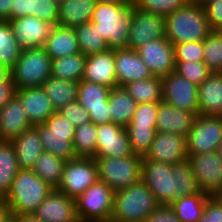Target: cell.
<instances>
[{
  "mask_svg": "<svg viewBox=\"0 0 222 222\" xmlns=\"http://www.w3.org/2000/svg\"><path fill=\"white\" fill-rule=\"evenodd\" d=\"M141 180L160 205L201 192L187 159L171 165L143 158Z\"/></svg>",
  "mask_w": 222,
  "mask_h": 222,
  "instance_id": "cell-1",
  "label": "cell"
},
{
  "mask_svg": "<svg viewBox=\"0 0 222 222\" xmlns=\"http://www.w3.org/2000/svg\"><path fill=\"white\" fill-rule=\"evenodd\" d=\"M133 6V1L129 4L96 3L91 22L110 49L127 48Z\"/></svg>",
  "mask_w": 222,
  "mask_h": 222,
  "instance_id": "cell-2",
  "label": "cell"
},
{
  "mask_svg": "<svg viewBox=\"0 0 222 222\" xmlns=\"http://www.w3.org/2000/svg\"><path fill=\"white\" fill-rule=\"evenodd\" d=\"M166 38L173 44L203 41L212 31L204 7L190 0L165 17Z\"/></svg>",
  "mask_w": 222,
  "mask_h": 222,
  "instance_id": "cell-3",
  "label": "cell"
},
{
  "mask_svg": "<svg viewBox=\"0 0 222 222\" xmlns=\"http://www.w3.org/2000/svg\"><path fill=\"white\" fill-rule=\"evenodd\" d=\"M52 189L32 170L20 169L3 201L11 215L33 214Z\"/></svg>",
  "mask_w": 222,
  "mask_h": 222,
  "instance_id": "cell-4",
  "label": "cell"
},
{
  "mask_svg": "<svg viewBox=\"0 0 222 222\" xmlns=\"http://www.w3.org/2000/svg\"><path fill=\"white\" fill-rule=\"evenodd\" d=\"M159 205L153 193L140 180L125 189L115 191L110 222H144Z\"/></svg>",
  "mask_w": 222,
  "mask_h": 222,
  "instance_id": "cell-5",
  "label": "cell"
},
{
  "mask_svg": "<svg viewBox=\"0 0 222 222\" xmlns=\"http://www.w3.org/2000/svg\"><path fill=\"white\" fill-rule=\"evenodd\" d=\"M143 158L130 155L123 158L95 157L98 178L114 192L141 180Z\"/></svg>",
  "mask_w": 222,
  "mask_h": 222,
  "instance_id": "cell-6",
  "label": "cell"
},
{
  "mask_svg": "<svg viewBox=\"0 0 222 222\" xmlns=\"http://www.w3.org/2000/svg\"><path fill=\"white\" fill-rule=\"evenodd\" d=\"M52 59L43 47L21 50L20 57L11 69L16 90L25 87H42L51 76Z\"/></svg>",
  "mask_w": 222,
  "mask_h": 222,
  "instance_id": "cell-7",
  "label": "cell"
},
{
  "mask_svg": "<svg viewBox=\"0 0 222 222\" xmlns=\"http://www.w3.org/2000/svg\"><path fill=\"white\" fill-rule=\"evenodd\" d=\"M40 135L43 150L65 161L77 158L73 148L75 126L55 112L45 123L34 126Z\"/></svg>",
  "mask_w": 222,
  "mask_h": 222,
  "instance_id": "cell-8",
  "label": "cell"
},
{
  "mask_svg": "<svg viewBox=\"0 0 222 222\" xmlns=\"http://www.w3.org/2000/svg\"><path fill=\"white\" fill-rule=\"evenodd\" d=\"M114 191L98 180L76 200V213L80 222H110Z\"/></svg>",
  "mask_w": 222,
  "mask_h": 222,
  "instance_id": "cell-9",
  "label": "cell"
},
{
  "mask_svg": "<svg viewBox=\"0 0 222 222\" xmlns=\"http://www.w3.org/2000/svg\"><path fill=\"white\" fill-rule=\"evenodd\" d=\"M99 180L95 158L77 157L65 162L59 191L77 199L86 189Z\"/></svg>",
  "mask_w": 222,
  "mask_h": 222,
  "instance_id": "cell-10",
  "label": "cell"
},
{
  "mask_svg": "<svg viewBox=\"0 0 222 222\" xmlns=\"http://www.w3.org/2000/svg\"><path fill=\"white\" fill-rule=\"evenodd\" d=\"M186 139L188 155L216 151L222 141V116L198 114Z\"/></svg>",
  "mask_w": 222,
  "mask_h": 222,
  "instance_id": "cell-11",
  "label": "cell"
},
{
  "mask_svg": "<svg viewBox=\"0 0 222 222\" xmlns=\"http://www.w3.org/2000/svg\"><path fill=\"white\" fill-rule=\"evenodd\" d=\"M162 100L196 116L199 114L198 86L175 71L162 77Z\"/></svg>",
  "mask_w": 222,
  "mask_h": 222,
  "instance_id": "cell-12",
  "label": "cell"
},
{
  "mask_svg": "<svg viewBox=\"0 0 222 222\" xmlns=\"http://www.w3.org/2000/svg\"><path fill=\"white\" fill-rule=\"evenodd\" d=\"M187 160L201 191L218 195L222 191V159L218 153L188 155Z\"/></svg>",
  "mask_w": 222,
  "mask_h": 222,
  "instance_id": "cell-13",
  "label": "cell"
},
{
  "mask_svg": "<svg viewBox=\"0 0 222 222\" xmlns=\"http://www.w3.org/2000/svg\"><path fill=\"white\" fill-rule=\"evenodd\" d=\"M110 90L109 87L93 82H78L77 100L88 111L95 125L111 123L108 103Z\"/></svg>",
  "mask_w": 222,
  "mask_h": 222,
  "instance_id": "cell-14",
  "label": "cell"
},
{
  "mask_svg": "<svg viewBox=\"0 0 222 222\" xmlns=\"http://www.w3.org/2000/svg\"><path fill=\"white\" fill-rule=\"evenodd\" d=\"M135 50L153 76L164 77L175 71L174 46L166 37L150 40Z\"/></svg>",
  "mask_w": 222,
  "mask_h": 222,
  "instance_id": "cell-15",
  "label": "cell"
},
{
  "mask_svg": "<svg viewBox=\"0 0 222 222\" xmlns=\"http://www.w3.org/2000/svg\"><path fill=\"white\" fill-rule=\"evenodd\" d=\"M166 37L165 17L133 6L127 48L136 49L154 39Z\"/></svg>",
  "mask_w": 222,
  "mask_h": 222,
  "instance_id": "cell-16",
  "label": "cell"
},
{
  "mask_svg": "<svg viewBox=\"0 0 222 222\" xmlns=\"http://www.w3.org/2000/svg\"><path fill=\"white\" fill-rule=\"evenodd\" d=\"M95 157L123 158L133 155L126 128L116 123L97 125Z\"/></svg>",
  "mask_w": 222,
  "mask_h": 222,
  "instance_id": "cell-17",
  "label": "cell"
},
{
  "mask_svg": "<svg viewBox=\"0 0 222 222\" xmlns=\"http://www.w3.org/2000/svg\"><path fill=\"white\" fill-rule=\"evenodd\" d=\"M8 22L21 50L44 47L53 27L32 15L10 19Z\"/></svg>",
  "mask_w": 222,
  "mask_h": 222,
  "instance_id": "cell-18",
  "label": "cell"
},
{
  "mask_svg": "<svg viewBox=\"0 0 222 222\" xmlns=\"http://www.w3.org/2000/svg\"><path fill=\"white\" fill-rule=\"evenodd\" d=\"M187 139L171 133L156 132L149 152L144 159L174 165L186 160Z\"/></svg>",
  "mask_w": 222,
  "mask_h": 222,
  "instance_id": "cell-19",
  "label": "cell"
},
{
  "mask_svg": "<svg viewBox=\"0 0 222 222\" xmlns=\"http://www.w3.org/2000/svg\"><path fill=\"white\" fill-rule=\"evenodd\" d=\"M34 214L42 222H80L76 213V200L58 189H52Z\"/></svg>",
  "mask_w": 222,
  "mask_h": 222,
  "instance_id": "cell-20",
  "label": "cell"
},
{
  "mask_svg": "<svg viewBox=\"0 0 222 222\" xmlns=\"http://www.w3.org/2000/svg\"><path fill=\"white\" fill-rule=\"evenodd\" d=\"M81 80L109 88L117 87L114 49L88 55Z\"/></svg>",
  "mask_w": 222,
  "mask_h": 222,
  "instance_id": "cell-21",
  "label": "cell"
},
{
  "mask_svg": "<svg viewBox=\"0 0 222 222\" xmlns=\"http://www.w3.org/2000/svg\"><path fill=\"white\" fill-rule=\"evenodd\" d=\"M114 52L117 86L153 77L149 67L135 49L116 48Z\"/></svg>",
  "mask_w": 222,
  "mask_h": 222,
  "instance_id": "cell-22",
  "label": "cell"
},
{
  "mask_svg": "<svg viewBox=\"0 0 222 222\" xmlns=\"http://www.w3.org/2000/svg\"><path fill=\"white\" fill-rule=\"evenodd\" d=\"M156 132L188 137L196 115L174 107L165 101L158 102Z\"/></svg>",
  "mask_w": 222,
  "mask_h": 222,
  "instance_id": "cell-23",
  "label": "cell"
},
{
  "mask_svg": "<svg viewBox=\"0 0 222 222\" xmlns=\"http://www.w3.org/2000/svg\"><path fill=\"white\" fill-rule=\"evenodd\" d=\"M32 126L45 123L56 111L42 87H25L15 94Z\"/></svg>",
  "mask_w": 222,
  "mask_h": 222,
  "instance_id": "cell-24",
  "label": "cell"
},
{
  "mask_svg": "<svg viewBox=\"0 0 222 222\" xmlns=\"http://www.w3.org/2000/svg\"><path fill=\"white\" fill-rule=\"evenodd\" d=\"M31 127L20 99L14 95L0 110V141H12Z\"/></svg>",
  "mask_w": 222,
  "mask_h": 222,
  "instance_id": "cell-25",
  "label": "cell"
},
{
  "mask_svg": "<svg viewBox=\"0 0 222 222\" xmlns=\"http://www.w3.org/2000/svg\"><path fill=\"white\" fill-rule=\"evenodd\" d=\"M199 114L222 116V74L212 72L198 86Z\"/></svg>",
  "mask_w": 222,
  "mask_h": 222,
  "instance_id": "cell-26",
  "label": "cell"
},
{
  "mask_svg": "<svg viewBox=\"0 0 222 222\" xmlns=\"http://www.w3.org/2000/svg\"><path fill=\"white\" fill-rule=\"evenodd\" d=\"M52 60L80 53L74 28L55 25L43 47Z\"/></svg>",
  "mask_w": 222,
  "mask_h": 222,
  "instance_id": "cell-27",
  "label": "cell"
},
{
  "mask_svg": "<svg viewBox=\"0 0 222 222\" xmlns=\"http://www.w3.org/2000/svg\"><path fill=\"white\" fill-rule=\"evenodd\" d=\"M20 169L32 170L39 155L44 151L38 130L32 126L12 141Z\"/></svg>",
  "mask_w": 222,
  "mask_h": 222,
  "instance_id": "cell-28",
  "label": "cell"
},
{
  "mask_svg": "<svg viewBox=\"0 0 222 222\" xmlns=\"http://www.w3.org/2000/svg\"><path fill=\"white\" fill-rule=\"evenodd\" d=\"M96 0H65L59 5L58 25L75 28L91 22Z\"/></svg>",
  "mask_w": 222,
  "mask_h": 222,
  "instance_id": "cell-29",
  "label": "cell"
},
{
  "mask_svg": "<svg viewBox=\"0 0 222 222\" xmlns=\"http://www.w3.org/2000/svg\"><path fill=\"white\" fill-rule=\"evenodd\" d=\"M108 103L111 122L124 127L132 120L138 105L124 86L111 88Z\"/></svg>",
  "mask_w": 222,
  "mask_h": 222,
  "instance_id": "cell-30",
  "label": "cell"
},
{
  "mask_svg": "<svg viewBox=\"0 0 222 222\" xmlns=\"http://www.w3.org/2000/svg\"><path fill=\"white\" fill-rule=\"evenodd\" d=\"M55 111L77 101L78 82L50 76L42 85Z\"/></svg>",
  "mask_w": 222,
  "mask_h": 222,
  "instance_id": "cell-31",
  "label": "cell"
},
{
  "mask_svg": "<svg viewBox=\"0 0 222 222\" xmlns=\"http://www.w3.org/2000/svg\"><path fill=\"white\" fill-rule=\"evenodd\" d=\"M20 170L15 147L11 141H0V200H3Z\"/></svg>",
  "mask_w": 222,
  "mask_h": 222,
  "instance_id": "cell-32",
  "label": "cell"
},
{
  "mask_svg": "<svg viewBox=\"0 0 222 222\" xmlns=\"http://www.w3.org/2000/svg\"><path fill=\"white\" fill-rule=\"evenodd\" d=\"M65 160L43 151L35 162L32 171L51 188L57 189L63 175Z\"/></svg>",
  "mask_w": 222,
  "mask_h": 222,
  "instance_id": "cell-33",
  "label": "cell"
},
{
  "mask_svg": "<svg viewBox=\"0 0 222 222\" xmlns=\"http://www.w3.org/2000/svg\"><path fill=\"white\" fill-rule=\"evenodd\" d=\"M208 196L209 194L201 191L190 196H182L169 206L181 222H198L204 213Z\"/></svg>",
  "mask_w": 222,
  "mask_h": 222,
  "instance_id": "cell-34",
  "label": "cell"
},
{
  "mask_svg": "<svg viewBox=\"0 0 222 222\" xmlns=\"http://www.w3.org/2000/svg\"><path fill=\"white\" fill-rule=\"evenodd\" d=\"M124 87L138 104L162 101V77L153 76L145 80L132 81Z\"/></svg>",
  "mask_w": 222,
  "mask_h": 222,
  "instance_id": "cell-35",
  "label": "cell"
},
{
  "mask_svg": "<svg viewBox=\"0 0 222 222\" xmlns=\"http://www.w3.org/2000/svg\"><path fill=\"white\" fill-rule=\"evenodd\" d=\"M87 56L77 53L52 60L51 76L67 81L79 82L82 78Z\"/></svg>",
  "mask_w": 222,
  "mask_h": 222,
  "instance_id": "cell-36",
  "label": "cell"
},
{
  "mask_svg": "<svg viewBox=\"0 0 222 222\" xmlns=\"http://www.w3.org/2000/svg\"><path fill=\"white\" fill-rule=\"evenodd\" d=\"M74 30L77 35L80 53L88 56L109 49L106 40L92 22L79 25Z\"/></svg>",
  "mask_w": 222,
  "mask_h": 222,
  "instance_id": "cell-37",
  "label": "cell"
},
{
  "mask_svg": "<svg viewBox=\"0 0 222 222\" xmlns=\"http://www.w3.org/2000/svg\"><path fill=\"white\" fill-rule=\"evenodd\" d=\"M97 134V125L93 122L75 127L73 148L76 157L95 158Z\"/></svg>",
  "mask_w": 222,
  "mask_h": 222,
  "instance_id": "cell-38",
  "label": "cell"
},
{
  "mask_svg": "<svg viewBox=\"0 0 222 222\" xmlns=\"http://www.w3.org/2000/svg\"><path fill=\"white\" fill-rule=\"evenodd\" d=\"M133 153L144 158L156 134V124H128L126 127Z\"/></svg>",
  "mask_w": 222,
  "mask_h": 222,
  "instance_id": "cell-39",
  "label": "cell"
},
{
  "mask_svg": "<svg viewBox=\"0 0 222 222\" xmlns=\"http://www.w3.org/2000/svg\"><path fill=\"white\" fill-rule=\"evenodd\" d=\"M20 54L21 49L9 22L0 20V65L11 70Z\"/></svg>",
  "mask_w": 222,
  "mask_h": 222,
  "instance_id": "cell-40",
  "label": "cell"
},
{
  "mask_svg": "<svg viewBox=\"0 0 222 222\" xmlns=\"http://www.w3.org/2000/svg\"><path fill=\"white\" fill-rule=\"evenodd\" d=\"M203 62L211 72H222V31H211L203 40Z\"/></svg>",
  "mask_w": 222,
  "mask_h": 222,
  "instance_id": "cell-41",
  "label": "cell"
},
{
  "mask_svg": "<svg viewBox=\"0 0 222 222\" xmlns=\"http://www.w3.org/2000/svg\"><path fill=\"white\" fill-rule=\"evenodd\" d=\"M134 6L142 11L167 17L190 0H132Z\"/></svg>",
  "mask_w": 222,
  "mask_h": 222,
  "instance_id": "cell-42",
  "label": "cell"
},
{
  "mask_svg": "<svg viewBox=\"0 0 222 222\" xmlns=\"http://www.w3.org/2000/svg\"><path fill=\"white\" fill-rule=\"evenodd\" d=\"M175 72L199 86L212 73L203 61L175 62Z\"/></svg>",
  "mask_w": 222,
  "mask_h": 222,
  "instance_id": "cell-43",
  "label": "cell"
},
{
  "mask_svg": "<svg viewBox=\"0 0 222 222\" xmlns=\"http://www.w3.org/2000/svg\"><path fill=\"white\" fill-rule=\"evenodd\" d=\"M175 62L203 61V41L175 44Z\"/></svg>",
  "mask_w": 222,
  "mask_h": 222,
  "instance_id": "cell-44",
  "label": "cell"
},
{
  "mask_svg": "<svg viewBox=\"0 0 222 222\" xmlns=\"http://www.w3.org/2000/svg\"><path fill=\"white\" fill-rule=\"evenodd\" d=\"M32 16L53 26L58 25L59 6L50 0H34Z\"/></svg>",
  "mask_w": 222,
  "mask_h": 222,
  "instance_id": "cell-45",
  "label": "cell"
},
{
  "mask_svg": "<svg viewBox=\"0 0 222 222\" xmlns=\"http://www.w3.org/2000/svg\"><path fill=\"white\" fill-rule=\"evenodd\" d=\"M56 112L66 117L75 127L91 122L90 114L81 106L78 100L69 103Z\"/></svg>",
  "mask_w": 222,
  "mask_h": 222,
  "instance_id": "cell-46",
  "label": "cell"
},
{
  "mask_svg": "<svg viewBox=\"0 0 222 222\" xmlns=\"http://www.w3.org/2000/svg\"><path fill=\"white\" fill-rule=\"evenodd\" d=\"M158 103L138 104L129 124H156Z\"/></svg>",
  "mask_w": 222,
  "mask_h": 222,
  "instance_id": "cell-47",
  "label": "cell"
},
{
  "mask_svg": "<svg viewBox=\"0 0 222 222\" xmlns=\"http://www.w3.org/2000/svg\"><path fill=\"white\" fill-rule=\"evenodd\" d=\"M198 222H222V200L218 195L207 197L204 213Z\"/></svg>",
  "mask_w": 222,
  "mask_h": 222,
  "instance_id": "cell-48",
  "label": "cell"
},
{
  "mask_svg": "<svg viewBox=\"0 0 222 222\" xmlns=\"http://www.w3.org/2000/svg\"><path fill=\"white\" fill-rule=\"evenodd\" d=\"M203 7L211 30L222 31V0H212Z\"/></svg>",
  "mask_w": 222,
  "mask_h": 222,
  "instance_id": "cell-49",
  "label": "cell"
},
{
  "mask_svg": "<svg viewBox=\"0 0 222 222\" xmlns=\"http://www.w3.org/2000/svg\"><path fill=\"white\" fill-rule=\"evenodd\" d=\"M144 222H181L169 205H159Z\"/></svg>",
  "mask_w": 222,
  "mask_h": 222,
  "instance_id": "cell-50",
  "label": "cell"
},
{
  "mask_svg": "<svg viewBox=\"0 0 222 222\" xmlns=\"http://www.w3.org/2000/svg\"><path fill=\"white\" fill-rule=\"evenodd\" d=\"M34 0H12L11 19L32 15Z\"/></svg>",
  "mask_w": 222,
  "mask_h": 222,
  "instance_id": "cell-51",
  "label": "cell"
},
{
  "mask_svg": "<svg viewBox=\"0 0 222 222\" xmlns=\"http://www.w3.org/2000/svg\"><path fill=\"white\" fill-rule=\"evenodd\" d=\"M16 94V87L10 78L6 83L0 84V110Z\"/></svg>",
  "mask_w": 222,
  "mask_h": 222,
  "instance_id": "cell-52",
  "label": "cell"
},
{
  "mask_svg": "<svg viewBox=\"0 0 222 222\" xmlns=\"http://www.w3.org/2000/svg\"><path fill=\"white\" fill-rule=\"evenodd\" d=\"M12 0H0V20L8 21L11 19Z\"/></svg>",
  "mask_w": 222,
  "mask_h": 222,
  "instance_id": "cell-53",
  "label": "cell"
},
{
  "mask_svg": "<svg viewBox=\"0 0 222 222\" xmlns=\"http://www.w3.org/2000/svg\"><path fill=\"white\" fill-rule=\"evenodd\" d=\"M18 222H42L34 213L14 215Z\"/></svg>",
  "mask_w": 222,
  "mask_h": 222,
  "instance_id": "cell-54",
  "label": "cell"
},
{
  "mask_svg": "<svg viewBox=\"0 0 222 222\" xmlns=\"http://www.w3.org/2000/svg\"><path fill=\"white\" fill-rule=\"evenodd\" d=\"M11 215L8 205L0 200V222H5V220Z\"/></svg>",
  "mask_w": 222,
  "mask_h": 222,
  "instance_id": "cell-55",
  "label": "cell"
},
{
  "mask_svg": "<svg viewBox=\"0 0 222 222\" xmlns=\"http://www.w3.org/2000/svg\"><path fill=\"white\" fill-rule=\"evenodd\" d=\"M11 78V70L0 65V84L6 83Z\"/></svg>",
  "mask_w": 222,
  "mask_h": 222,
  "instance_id": "cell-56",
  "label": "cell"
},
{
  "mask_svg": "<svg viewBox=\"0 0 222 222\" xmlns=\"http://www.w3.org/2000/svg\"><path fill=\"white\" fill-rule=\"evenodd\" d=\"M97 2L102 3H111V4H129L132 0H96Z\"/></svg>",
  "mask_w": 222,
  "mask_h": 222,
  "instance_id": "cell-57",
  "label": "cell"
},
{
  "mask_svg": "<svg viewBox=\"0 0 222 222\" xmlns=\"http://www.w3.org/2000/svg\"><path fill=\"white\" fill-rule=\"evenodd\" d=\"M216 152L218 153V155L221 157L222 159V141L219 143V145L217 146Z\"/></svg>",
  "mask_w": 222,
  "mask_h": 222,
  "instance_id": "cell-58",
  "label": "cell"
},
{
  "mask_svg": "<svg viewBox=\"0 0 222 222\" xmlns=\"http://www.w3.org/2000/svg\"><path fill=\"white\" fill-rule=\"evenodd\" d=\"M5 222H18V220L14 215H10Z\"/></svg>",
  "mask_w": 222,
  "mask_h": 222,
  "instance_id": "cell-59",
  "label": "cell"
},
{
  "mask_svg": "<svg viewBox=\"0 0 222 222\" xmlns=\"http://www.w3.org/2000/svg\"><path fill=\"white\" fill-rule=\"evenodd\" d=\"M197 4H200L204 6L206 3L212 1V0H194Z\"/></svg>",
  "mask_w": 222,
  "mask_h": 222,
  "instance_id": "cell-60",
  "label": "cell"
},
{
  "mask_svg": "<svg viewBox=\"0 0 222 222\" xmlns=\"http://www.w3.org/2000/svg\"><path fill=\"white\" fill-rule=\"evenodd\" d=\"M51 2L56 3L58 6L63 3L65 0H50Z\"/></svg>",
  "mask_w": 222,
  "mask_h": 222,
  "instance_id": "cell-61",
  "label": "cell"
},
{
  "mask_svg": "<svg viewBox=\"0 0 222 222\" xmlns=\"http://www.w3.org/2000/svg\"><path fill=\"white\" fill-rule=\"evenodd\" d=\"M218 196H219L220 199L222 200V191L218 194Z\"/></svg>",
  "mask_w": 222,
  "mask_h": 222,
  "instance_id": "cell-62",
  "label": "cell"
}]
</instances>
